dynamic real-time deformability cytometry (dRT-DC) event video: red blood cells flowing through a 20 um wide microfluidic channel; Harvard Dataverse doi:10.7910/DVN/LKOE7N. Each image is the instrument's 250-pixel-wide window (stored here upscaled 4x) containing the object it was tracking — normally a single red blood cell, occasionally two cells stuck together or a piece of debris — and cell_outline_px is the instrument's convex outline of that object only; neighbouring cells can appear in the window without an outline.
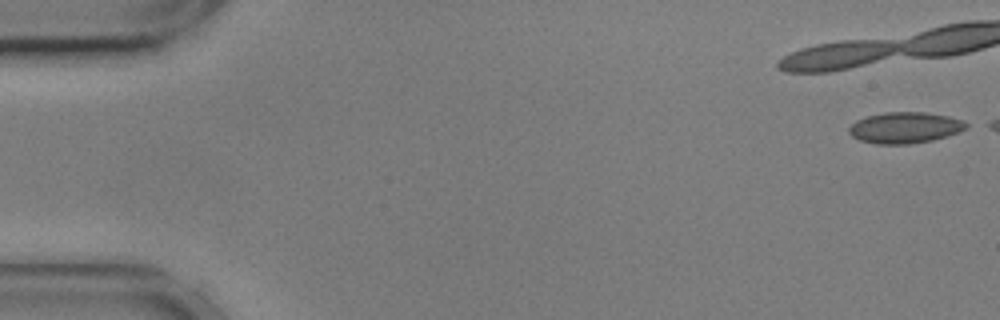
{"species": "common noctule bat (a hibernating species)", "species_latin": "Nyctalus noctula", "temperature_condition": "cold", "stored_images_in_passage": 39, "camera_frame_rate_fps": 3000, "um_per_image_px": 0.085, "animal": {"sex": "male", "body_mass_g": 17.9, "forearm_length_mm": 54.2}, "frame": {"image": 1, "passage_image": 1, "time_ms": 0.0, "image_size_px": [1000, 320], "cell_outline_px": [[972, 124], [956, 132], [932, 140], [912, 144], [876, 144], [860, 140], [852, 136], [848, 132], [848, 128], [856, 120], [868, 116], [884, 112], [924, 112], [948, 116], [964, 120]], "centroid_in_image_um": [76.9, 10.85], "position_along_channel_um": 8.1, "area_um2": 21.21}}
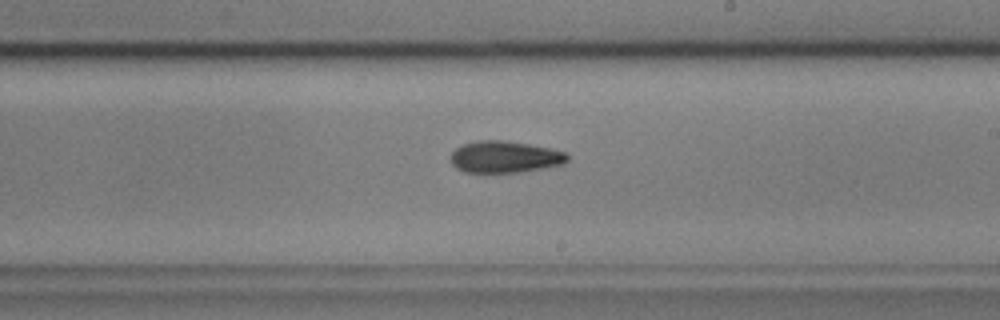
{"frame": {"image": 2, "passage_image": 17, "time_ms": 5.333, "image_size_px": [1000, 320], "cell_outline_px": [[568, 160], [564, 164], [544, 168], [520, 172], [464, 172], [456, 168], [452, 164], [448, 156], [456, 148], [464, 144], [480, 140], [504, 140], [528, 144], [548, 148], [564, 152], [568, 156]], "centroid_in_image_um": [42.87, 13.34], "position_along_channel_um": 246.1, "area_um2": 21.56}}
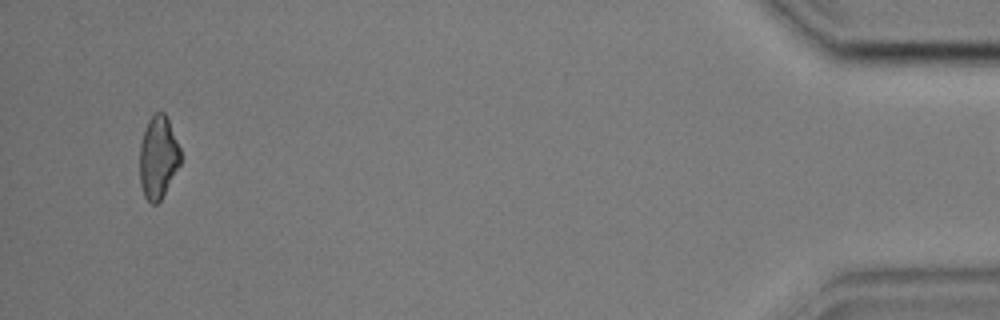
{"frame": {"image": 3, "passage_image": 38, "time_ms": 12.333, "image_size_px": [1000, 320], "cell_outline_px": [[180, 164], [160, 200], [156, 204], [152, 204], [144, 196], [140, 184], [140, 144], [144, 128], [148, 120], [156, 112], [164, 112], [168, 120], [180, 148]], "centroid_in_image_um": [13.42, 13.36], "position_along_channel_um": 421.8, "area_um2": 19.42}}